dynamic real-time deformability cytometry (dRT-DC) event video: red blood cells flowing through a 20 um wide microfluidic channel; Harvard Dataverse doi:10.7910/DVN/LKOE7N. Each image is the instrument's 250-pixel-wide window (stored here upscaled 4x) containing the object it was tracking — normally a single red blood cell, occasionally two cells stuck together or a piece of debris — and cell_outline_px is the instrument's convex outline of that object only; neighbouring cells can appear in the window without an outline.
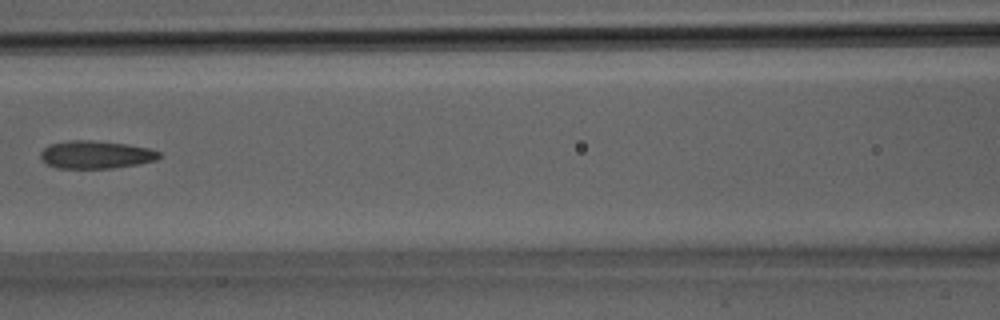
{"species": "Egyptian fruit bat (a non-hibernating species)", "species_latin": "Rousettus aegyptiacus", "temperature_condition": "room temperature", "stored_images_in_passage": 9, "camera_frame_rate_fps": 3000, "um_per_image_px": 0.085, "animal": {"sex": "male"}, "frame": {"image": 1, "passage_image": 8, "time_ms": 2.333, "image_size_px": [1000, 320], "cell_outline_px": [[160, 156], [156, 160], [136, 164], [112, 168], [56, 168], [48, 164], [40, 156], [40, 152], [48, 144], [68, 140], [92, 140], [128, 144], [148, 148], [160, 152]], "centroid_in_image_um": [8.12, 13.13], "position_along_channel_um": 158.5, "area_um2": 19.19}}